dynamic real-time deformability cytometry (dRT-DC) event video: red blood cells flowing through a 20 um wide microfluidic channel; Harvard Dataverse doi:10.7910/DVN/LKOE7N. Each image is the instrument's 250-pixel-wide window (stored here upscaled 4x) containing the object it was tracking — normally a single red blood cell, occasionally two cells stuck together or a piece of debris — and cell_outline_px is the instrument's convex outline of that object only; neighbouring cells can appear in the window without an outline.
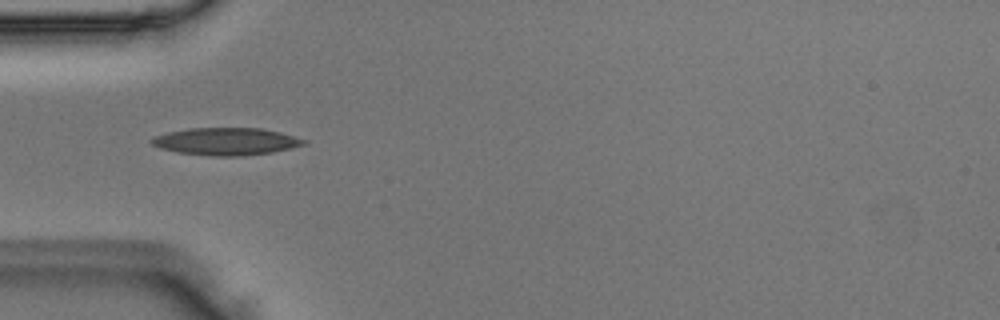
{"species": "Egyptian fruit bat (a non-hibernating species)", "species_latin": "Rousettus aegyptiacus", "temperature_condition": "room temperature", "stored_images_in_passage": 35, "camera_frame_rate_fps": 3000, "um_per_image_px": 0.085, "animal": {"sex": "male"}, "frame": {"image": 1, "passage_image": 1, "time_ms": 0.0, "image_size_px": [1000, 320], "cell_outline_px": [[308, 144], [272, 152], [240, 156], [212, 156], [176, 152], [160, 148], [152, 144], [148, 140], [152, 136], [168, 132], [188, 128], [260, 128], [280, 132], [308, 140]], "centroid_in_image_um": [19.2, 12.02], "position_along_channel_um": 65.8, "area_um2": 24.45}}
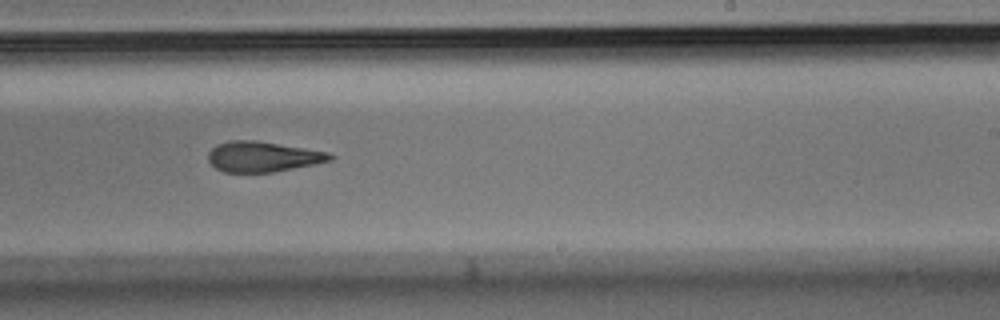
{"frame": {"image": 2, "passage_image": 16, "time_ms": 5.0, "image_size_px": [1000, 320], "cell_outline_px": [[336, 156], [332, 160], [272, 172], [224, 172], [216, 168], [208, 160], [208, 152], [216, 144], [228, 140], [256, 140], [328, 152]], "centroid_in_image_um": [22.3, 13.3], "position_along_channel_um": 266.7, "area_um2": 21.44}}
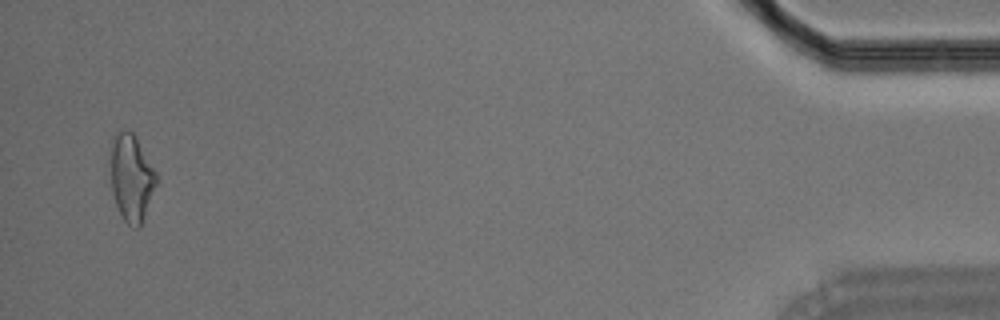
{"frame": {"image": 3, "passage_image": 34, "time_ms": 11.0, "image_size_px": [1000, 320], "cell_outline_px": [[156, 184], [140, 228], [132, 228], [124, 220], [116, 204], [112, 192], [112, 148], [116, 132], [124, 128], [132, 132], [136, 136], [156, 172]], "centroid_in_image_um": [11.19, 15.12], "position_along_channel_um": 424.0, "area_um2": 22.72}}